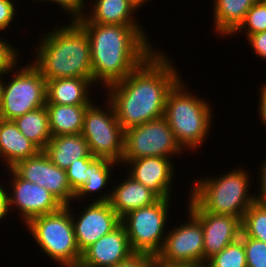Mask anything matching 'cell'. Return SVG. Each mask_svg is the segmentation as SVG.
I'll return each mask as SVG.
<instances>
[{"label": "cell", "mask_w": 266, "mask_h": 267, "mask_svg": "<svg viewBox=\"0 0 266 267\" xmlns=\"http://www.w3.org/2000/svg\"><path fill=\"white\" fill-rule=\"evenodd\" d=\"M97 157L82 158L77 162L71 163L66 169L67 179L70 184L71 190L76 193L82 185L86 182L88 175V167Z\"/></svg>", "instance_id": "cell-31"}, {"label": "cell", "mask_w": 266, "mask_h": 267, "mask_svg": "<svg viewBox=\"0 0 266 267\" xmlns=\"http://www.w3.org/2000/svg\"><path fill=\"white\" fill-rule=\"evenodd\" d=\"M128 177L115 187L110 192L100 194V197L95 198L91 202H109L116 214L122 218L129 212L148 207L160 198L142 183L134 180L131 176Z\"/></svg>", "instance_id": "cell-18"}, {"label": "cell", "mask_w": 266, "mask_h": 267, "mask_svg": "<svg viewBox=\"0 0 266 267\" xmlns=\"http://www.w3.org/2000/svg\"><path fill=\"white\" fill-rule=\"evenodd\" d=\"M9 74H10V70L7 73H0V106H1V103H2V94H3V84H4L3 76H5V75L9 76ZM1 76H2V78H1Z\"/></svg>", "instance_id": "cell-41"}, {"label": "cell", "mask_w": 266, "mask_h": 267, "mask_svg": "<svg viewBox=\"0 0 266 267\" xmlns=\"http://www.w3.org/2000/svg\"><path fill=\"white\" fill-rule=\"evenodd\" d=\"M171 161V158L149 156L121 161V165H130L127 173L129 176L153 191L160 199H166L172 198V178L175 173L173 171L176 170Z\"/></svg>", "instance_id": "cell-16"}, {"label": "cell", "mask_w": 266, "mask_h": 267, "mask_svg": "<svg viewBox=\"0 0 266 267\" xmlns=\"http://www.w3.org/2000/svg\"><path fill=\"white\" fill-rule=\"evenodd\" d=\"M10 73H14L11 79L5 81L4 78L0 119L13 121L45 106L46 80L32 63L21 69L15 66Z\"/></svg>", "instance_id": "cell-7"}, {"label": "cell", "mask_w": 266, "mask_h": 267, "mask_svg": "<svg viewBox=\"0 0 266 267\" xmlns=\"http://www.w3.org/2000/svg\"><path fill=\"white\" fill-rule=\"evenodd\" d=\"M13 121L27 139L32 141L40 150L45 149L52 137L46 106L29 111Z\"/></svg>", "instance_id": "cell-25"}, {"label": "cell", "mask_w": 266, "mask_h": 267, "mask_svg": "<svg viewBox=\"0 0 266 267\" xmlns=\"http://www.w3.org/2000/svg\"><path fill=\"white\" fill-rule=\"evenodd\" d=\"M27 231L46 256L63 267H78L82 254L77 245L70 207L32 218Z\"/></svg>", "instance_id": "cell-6"}, {"label": "cell", "mask_w": 266, "mask_h": 267, "mask_svg": "<svg viewBox=\"0 0 266 267\" xmlns=\"http://www.w3.org/2000/svg\"><path fill=\"white\" fill-rule=\"evenodd\" d=\"M9 208L18 209V216L26 225L32 218L59 210L63 204L45 187L20 178L11 168ZM15 207V208H14Z\"/></svg>", "instance_id": "cell-14"}, {"label": "cell", "mask_w": 266, "mask_h": 267, "mask_svg": "<svg viewBox=\"0 0 266 267\" xmlns=\"http://www.w3.org/2000/svg\"><path fill=\"white\" fill-rule=\"evenodd\" d=\"M13 0H0V31L12 24L17 11Z\"/></svg>", "instance_id": "cell-35"}, {"label": "cell", "mask_w": 266, "mask_h": 267, "mask_svg": "<svg viewBox=\"0 0 266 267\" xmlns=\"http://www.w3.org/2000/svg\"><path fill=\"white\" fill-rule=\"evenodd\" d=\"M118 163L108 160L106 158H96L88 167V175L86 178V182L84 185L80 187V189L75 193L74 201L75 199H84L88 197V195L91 197V194L97 193V191L100 194V191L104 190L106 186L108 185V181L112 176V170L114 169Z\"/></svg>", "instance_id": "cell-26"}, {"label": "cell", "mask_w": 266, "mask_h": 267, "mask_svg": "<svg viewBox=\"0 0 266 267\" xmlns=\"http://www.w3.org/2000/svg\"><path fill=\"white\" fill-rule=\"evenodd\" d=\"M241 229L246 237L266 243V203H252L244 213Z\"/></svg>", "instance_id": "cell-27"}, {"label": "cell", "mask_w": 266, "mask_h": 267, "mask_svg": "<svg viewBox=\"0 0 266 267\" xmlns=\"http://www.w3.org/2000/svg\"><path fill=\"white\" fill-rule=\"evenodd\" d=\"M11 169L20 178L45 187L63 205L74 202L75 193L71 190L66 170L54 165L43 150L17 162Z\"/></svg>", "instance_id": "cell-12"}, {"label": "cell", "mask_w": 266, "mask_h": 267, "mask_svg": "<svg viewBox=\"0 0 266 267\" xmlns=\"http://www.w3.org/2000/svg\"><path fill=\"white\" fill-rule=\"evenodd\" d=\"M264 31H266V5L262 2V0H258L251 6L249 11L246 13L243 22L231 34V36L242 32L246 35V37H248L254 33Z\"/></svg>", "instance_id": "cell-29"}, {"label": "cell", "mask_w": 266, "mask_h": 267, "mask_svg": "<svg viewBox=\"0 0 266 267\" xmlns=\"http://www.w3.org/2000/svg\"><path fill=\"white\" fill-rule=\"evenodd\" d=\"M164 53L156 50L123 80L106 87L107 100L124 131L164 116L168 94L181 79L174 61Z\"/></svg>", "instance_id": "cell-1"}, {"label": "cell", "mask_w": 266, "mask_h": 267, "mask_svg": "<svg viewBox=\"0 0 266 267\" xmlns=\"http://www.w3.org/2000/svg\"><path fill=\"white\" fill-rule=\"evenodd\" d=\"M90 86H94L93 78L66 77L46 81V104L91 105Z\"/></svg>", "instance_id": "cell-20"}, {"label": "cell", "mask_w": 266, "mask_h": 267, "mask_svg": "<svg viewBox=\"0 0 266 267\" xmlns=\"http://www.w3.org/2000/svg\"><path fill=\"white\" fill-rule=\"evenodd\" d=\"M182 151L169 123L162 116L124 131V153L121 161L149 156L172 158Z\"/></svg>", "instance_id": "cell-10"}, {"label": "cell", "mask_w": 266, "mask_h": 267, "mask_svg": "<svg viewBox=\"0 0 266 267\" xmlns=\"http://www.w3.org/2000/svg\"><path fill=\"white\" fill-rule=\"evenodd\" d=\"M8 41L1 40L0 37V73H7L9 70L18 65L17 54L19 51L10 45Z\"/></svg>", "instance_id": "cell-32"}, {"label": "cell", "mask_w": 266, "mask_h": 267, "mask_svg": "<svg viewBox=\"0 0 266 267\" xmlns=\"http://www.w3.org/2000/svg\"><path fill=\"white\" fill-rule=\"evenodd\" d=\"M247 41L250 44L253 52L260 59L266 60V31L260 33H254L247 37Z\"/></svg>", "instance_id": "cell-36"}, {"label": "cell", "mask_w": 266, "mask_h": 267, "mask_svg": "<svg viewBox=\"0 0 266 267\" xmlns=\"http://www.w3.org/2000/svg\"><path fill=\"white\" fill-rule=\"evenodd\" d=\"M46 32L37 45L32 64L46 81L57 78H93L90 42L76 21Z\"/></svg>", "instance_id": "cell-3"}, {"label": "cell", "mask_w": 266, "mask_h": 267, "mask_svg": "<svg viewBox=\"0 0 266 267\" xmlns=\"http://www.w3.org/2000/svg\"><path fill=\"white\" fill-rule=\"evenodd\" d=\"M261 167H259L260 173L258 174L259 178V192L258 195H256V200L258 202L266 203V159L263 161V163L260 164ZM261 174V175H260Z\"/></svg>", "instance_id": "cell-37"}, {"label": "cell", "mask_w": 266, "mask_h": 267, "mask_svg": "<svg viewBox=\"0 0 266 267\" xmlns=\"http://www.w3.org/2000/svg\"><path fill=\"white\" fill-rule=\"evenodd\" d=\"M41 151L18 129L14 121L0 119V160L7 168Z\"/></svg>", "instance_id": "cell-21"}, {"label": "cell", "mask_w": 266, "mask_h": 267, "mask_svg": "<svg viewBox=\"0 0 266 267\" xmlns=\"http://www.w3.org/2000/svg\"><path fill=\"white\" fill-rule=\"evenodd\" d=\"M156 267H205L204 265H195V264H179V263H168L160 261L157 258Z\"/></svg>", "instance_id": "cell-40"}, {"label": "cell", "mask_w": 266, "mask_h": 267, "mask_svg": "<svg viewBox=\"0 0 266 267\" xmlns=\"http://www.w3.org/2000/svg\"><path fill=\"white\" fill-rule=\"evenodd\" d=\"M260 100H259V118H261L260 122L266 127V83L262 84L260 88Z\"/></svg>", "instance_id": "cell-39"}, {"label": "cell", "mask_w": 266, "mask_h": 267, "mask_svg": "<svg viewBox=\"0 0 266 267\" xmlns=\"http://www.w3.org/2000/svg\"><path fill=\"white\" fill-rule=\"evenodd\" d=\"M93 4L89 7L90 13L85 11L76 19L79 24L142 26L134 16L135 11L141 9L134 0H95Z\"/></svg>", "instance_id": "cell-19"}, {"label": "cell", "mask_w": 266, "mask_h": 267, "mask_svg": "<svg viewBox=\"0 0 266 267\" xmlns=\"http://www.w3.org/2000/svg\"><path fill=\"white\" fill-rule=\"evenodd\" d=\"M131 249L125 227L120 224L88 247L81 257L78 267H109L129 258Z\"/></svg>", "instance_id": "cell-17"}, {"label": "cell", "mask_w": 266, "mask_h": 267, "mask_svg": "<svg viewBox=\"0 0 266 267\" xmlns=\"http://www.w3.org/2000/svg\"><path fill=\"white\" fill-rule=\"evenodd\" d=\"M107 109L91 104L85 112L81 135L86 139L94 157L121 163L124 153V130L119 124L112 104Z\"/></svg>", "instance_id": "cell-9"}, {"label": "cell", "mask_w": 266, "mask_h": 267, "mask_svg": "<svg viewBox=\"0 0 266 267\" xmlns=\"http://www.w3.org/2000/svg\"><path fill=\"white\" fill-rule=\"evenodd\" d=\"M56 3L64 12L69 13L72 20H76L85 13V0H33ZM84 11V12H83Z\"/></svg>", "instance_id": "cell-34"}, {"label": "cell", "mask_w": 266, "mask_h": 267, "mask_svg": "<svg viewBox=\"0 0 266 267\" xmlns=\"http://www.w3.org/2000/svg\"><path fill=\"white\" fill-rule=\"evenodd\" d=\"M239 239L244 243L247 267H266V243L246 237L242 232Z\"/></svg>", "instance_id": "cell-30"}, {"label": "cell", "mask_w": 266, "mask_h": 267, "mask_svg": "<svg viewBox=\"0 0 266 267\" xmlns=\"http://www.w3.org/2000/svg\"><path fill=\"white\" fill-rule=\"evenodd\" d=\"M245 169H234L219 177H204L191 186L189 196L205 211L232 215L241 221L244 213L256 201L249 192L250 177Z\"/></svg>", "instance_id": "cell-5"}, {"label": "cell", "mask_w": 266, "mask_h": 267, "mask_svg": "<svg viewBox=\"0 0 266 267\" xmlns=\"http://www.w3.org/2000/svg\"><path fill=\"white\" fill-rule=\"evenodd\" d=\"M80 25L90 42L94 84L108 87L123 80L156 51L142 26Z\"/></svg>", "instance_id": "cell-2"}, {"label": "cell", "mask_w": 266, "mask_h": 267, "mask_svg": "<svg viewBox=\"0 0 266 267\" xmlns=\"http://www.w3.org/2000/svg\"><path fill=\"white\" fill-rule=\"evenodd\" d=\"M140 7H142L143 4L147 3V1L150 0H134Z\"/></svg>", "instance_id": "cell-42"}, {"label": "cell", "mask_w": 266, "mask_h": 267, "mask_svg": "<svg viewBox=\"0 0 266 267\" xmlns=\"http://www.w3.org/2000/svg\"><path fill=\"white\" fill-rule=\"evenodd\" d=\"M258 0H215L214 31L222 37L230 36L243 22L246 13Z\"/></svg>", "instance_id": "cell-24"}, {"label": "cell", "mask_w": 266, "mask_h": 267, "mask_svg": "<svg viewBox=\"0 0 266 267\" xmlns=\"http://www.w3.org/2000/svg\"><path fill=\"white\" fill-rule=\"evenodd\" d=\"M171 198L159 199L148 207L133 210L121 218L131 249L157 255L164 244ZM165 232V234H164Z\"/></svg>", "instance_id": "cell-8"}, {"label": "cell", "mask_w": 266, "mask_h": 267, "mask_svg": "<svg viewBox=\"0 0 266 267\" xmlns=\"http://www.w3.org/2000/svg\"><path fill=\"white\" fill-rule=\"evenodd\" d=\"M205 267H247L244 243L238 239L210 258Z\"/></svg>", "instance_id": "cell-28"}, {"label": "cell", "mask_w": 266, "mask_h": 267, "mask_svg": "<svg viewBox=\"0 0 266 267\" xmlns=\"http://www.w3.org/2000/svg\"><path fill=\"white\" fill-rule=\"evenodd\" d=\"M187 223L174 226L166 232L160 261L179 264L204 265V232L201 222L188 210Z\"/></svg>", "instance_id": "cell-11"}, {"label": "cell", "mask_w": 266, "mask_h": 267, "mask_svg": "<svg viewBox=\"0 0 266 267\" xmlns=\"http://www.w3.org/2000/svg\"><path fill=\"white\" fill-rule=\"evenodd\" d=\"M206 99L192 95L180 79L170 90L164 118L182 149L195 151L209 136L212 108ZM191 149V150H190Z\"/></svg>", "instance_id": "cell-4"}, {"label": "cell", "mask_w": 266, "mask_h": 267, "mask_svg": "<svg viewBox=\"0 0 266 267\" xmlns=\"http://www.w3.org/2000/svg\"><path fill=\"white\" fill-rule=\"evenodd\" d=\"M51 136L80 134L90 105L45 104Z\"/></svg>", "instance_id": "cell-23"}, {"label": "cell", "mask_w": 266, "mask_h": 267, "mask_svg": "<svg viewBox=\"0 0 266 267\" xmlns=\"http://www.w3.org/2000/svg\"><path fill=\"white\" fill-rule=\"evenodd\" d=\"M9 192L10 191L7 190V188L3 183V186L0 188V220H3L6 217V215L10 212Z\"/></svg>", "instance_id": "cell-38"}, {"label": "cell", "mask_w": 266, "mask_h": 267, "mask_svg": "<svg viewBox=\"0 0 266 267\" xmlns=\"http://www.w3.org/2000/svg\"><path fill=\"white\" fill-rule=\"evenodd\" d=\"M188 210L201 222L204 232V266L215 254L240 238L241 220L232 215L213 214L203 210L191 197Z\"/></svg>", "instance_id": "cell-13"}, {"label": "cell", "mask_w": 266, "mask_h": 267, "mask_svg": "<svg viewBox=\"0 0 266 267\" xmlns=\"http://www.w3.org/2000/svg\"><path fill=\"white\" fill-rule=\"evenodd\" d=\"M43 151L54 165L64 170L79 159L93 156L81 133L52 136Z\"/></svg>", "instance_id": "cell-22"}, {"label": "cell", "mask_w": 266, "mask_h": 267, "mask_svg": "<svg viewBox=\"0 0 266 267\" xmlns=\"http://www.w3.org/2000/svg\"><path fill=\"white\" fill-rule=\"evenodd\" d=\"M157 255L134 252L129 258L109 267H156Z\"/></svg>", "instance_id": "cell-33"}, {"label": "cell", "mask_w": 266, "mask_h": 267, "mask_svg": "<svg viewBox=\"0 0 266 267\" xmlns=\"http://www.w3.org/2000/svg\"><path fill=\"white\" fill-rule=\"evenodd\" d=\"M71 205L67 206L70 207L74 234L81 254L121 224V218L112 209L109 202H91L90 205L87 204V207H84V210H81L76 218L74 215L77 214H72Z\"/></svg>", "instance_id": "cell-15"}]
</instances>
